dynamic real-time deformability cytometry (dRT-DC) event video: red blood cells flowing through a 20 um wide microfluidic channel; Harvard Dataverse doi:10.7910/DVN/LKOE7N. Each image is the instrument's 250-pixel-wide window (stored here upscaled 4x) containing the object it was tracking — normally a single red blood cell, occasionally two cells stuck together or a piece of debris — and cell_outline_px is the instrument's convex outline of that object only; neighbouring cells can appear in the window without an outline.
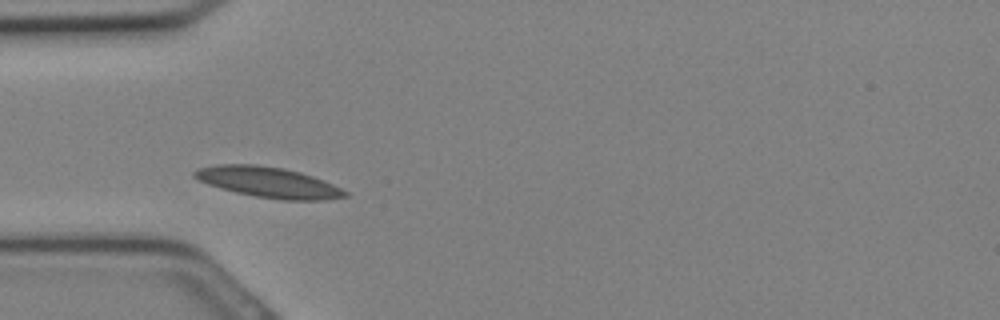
{"species": "Egyptian fruit bat (a non-hibernating species)", "species_latin": "Rousettus aegyptiacus", "temperature_condition": "cold", "stored_images_in_passage": 25, "camera_frame_rate_fps": 3000, "um_per_image_px": 0.085, "animal": {"sex": "female"}, "frame": {"image": 1, "passage_image": 2, "time_ms": 0.333, "image_size_px": [1000, 320], "cell_outline_px": [[348, 196], [324, 200], [284, 200], [256, 196], [236, 192], [220, 188], [196, 180], [192, 176], [192, 172], [196, 168], [216, 164], [256, 164], [284, 168], [300, 172], [324, 180], [348, 192]], "centroid_in_image_um": [22.76, 15.48], "position_along_channel_um": 62.2, "area_um2": 26.93}}
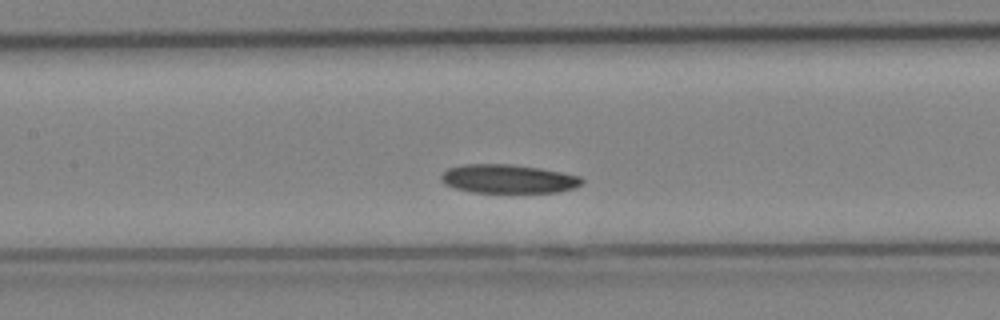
{"frame": {"image": 2, "passage_image": 7, "time_ms": 2.0, "image_size_px": [1000, 320], "cell_outline_px": [[584, 180], [576, 188], [556, 192], [472, 192], [456, 188], [444, 184], [440, 180], [440, 176], [448, 168], [464, 164], [508, 164], [540, 168], [564, 172], [580, 176]], "centroid_in_image_um": [43.2, 15.2], "position_along_channel_um": 164.2, "area_um2": 23.58}}
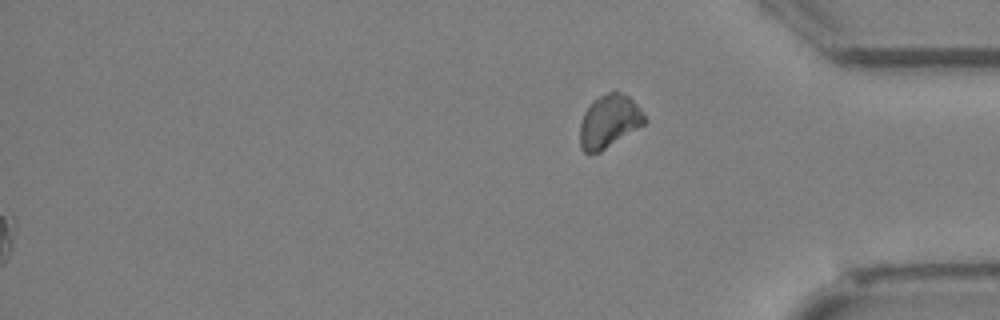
{"frame": {"image": 3, "passage_image": 25, "time_ms": 8.0, "image_size_px": [1000, 320], "cell_outline_px": [[648, 120], [644, 124], [600, 152], [584, 152], [580, 148], [580, 124], [584, 112], [592, 100], [608, 92], [620, 92], [628, 96], [640, 108]], "centroid_in_image_um": [51.77, 10.31], "position_along_channel_um": 383.4, "area_um2": 19.83}}